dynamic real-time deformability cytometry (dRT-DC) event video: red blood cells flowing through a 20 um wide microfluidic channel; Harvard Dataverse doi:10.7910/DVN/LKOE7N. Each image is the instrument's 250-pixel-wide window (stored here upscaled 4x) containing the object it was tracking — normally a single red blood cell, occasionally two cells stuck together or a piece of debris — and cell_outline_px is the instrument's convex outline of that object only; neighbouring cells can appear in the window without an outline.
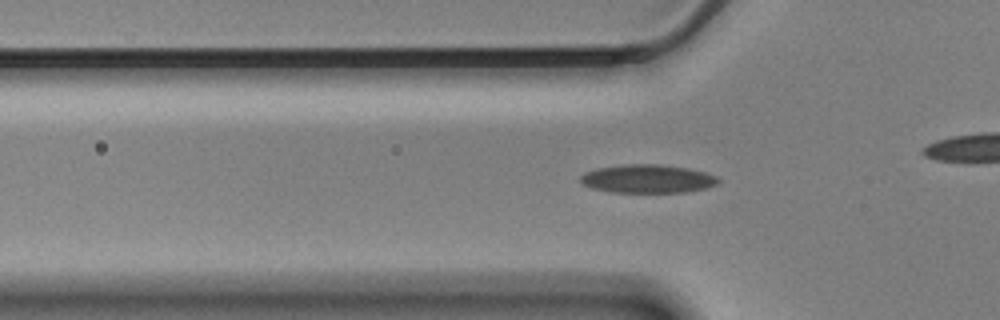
{"species": "Egyptian fruit bat (a non-hibernating species)", "species_latin": "Rousettus aegyptiacus", "temperature_condition": "cold", "stored_images_in_passage": 42, "camera_frame_rate_fps": 3000, "um_per_image_px": 0.085, "animal": {"sex": "male"}, "frame": {"image": 1, "passage_image": 2, "time_ms": 0.333, "image_size_px": [1000, 320], "cell_outline_px": [[720, 180], [716, 184], [708, 188], [684, 192], [612, 192], [592, 188], [584, 184], [580, 180], [580, 176], [584, 172], [596, 168], [624, 164], [660, 164], [688, 168], [704, 172], [716, 176]], "centroid_in_image_um": [55.04, 15.19], "position_along_channel_um": 70.8, "area_um2": 22.83}}
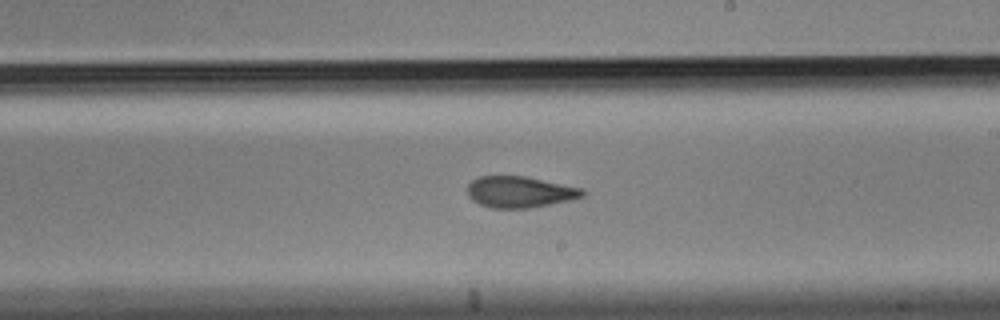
{"frame": {"image": 2, "passage_image": 17, "time_ms": 5.333, "image_size_px": [1000, 320], "cell_outline_px": [[584, 196], [568, 200], [528, 208], [492, 208], [480, 204], [472, 200], [468, 196], [468, 184], [472, 180], [480, 176], [524, 176], [584, 188]], "centroid_in_image_um": [44.16, 16.31], "position_along_channel_um": 244.8, "area_um2": 20.81}}
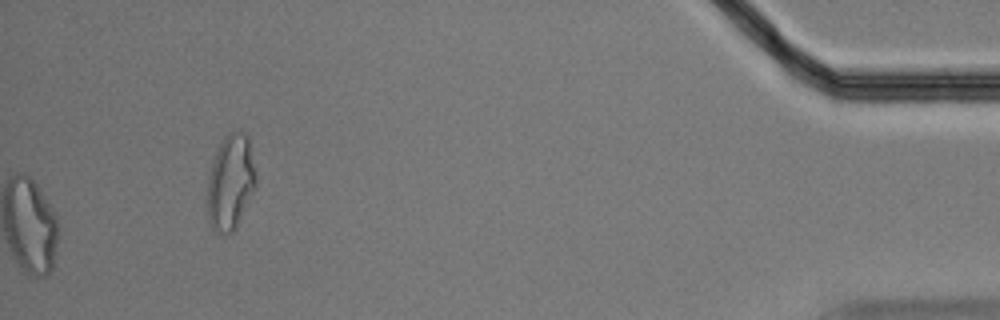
{"frame": {"image": 3, "passage_image": 42, "time_ms": 13.667, "image_size_px": [1000, 320], "cell_outline_px": [[256, 188], [236, 228], [228, 236], [220, 236], [212, 228], [208, 220], [208, 176], [212, 160], [224, 136], [228, 132], [244, 132], [248, 136], [256, 172]], "centroid_in_image_um": [19.6, 15.53], "position_along_channel_um": 415.6, "area_um2": 27.4}, "authors_computed_cell_mechanics": {"area_um2": 21.8773, "velocity_mm_per_s": 3.462, "shape_relaxation_time_tau1_ms": 9.0922, "shape_relaxation_time_tau2_ms": 2.8277, "deformation_change_tau1": 0.1845, "deformation_change_tau2": 0.0872}}